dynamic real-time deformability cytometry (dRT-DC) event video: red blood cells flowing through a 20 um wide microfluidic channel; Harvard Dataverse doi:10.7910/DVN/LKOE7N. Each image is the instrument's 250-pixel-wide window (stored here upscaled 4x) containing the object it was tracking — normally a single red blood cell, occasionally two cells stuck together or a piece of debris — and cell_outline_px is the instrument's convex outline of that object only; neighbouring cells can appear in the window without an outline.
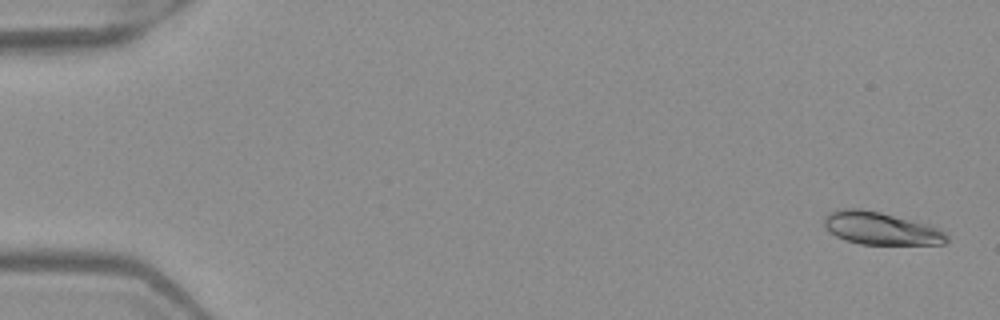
{"species": "Egyptian fruit bat (a non-hibernating species)", "species_latin": "Rousettus aegyptiacus", "temperature_condition": "warm", "stored_images_in_passage": 53, "camera_frame_rate_fps": 3000, "um_per_image_px": 0.085, "frame": {"image": 1, "passage_image": 2, "time_ms": 0.333, "image_size_px": [1000, 320], "cell_outline_px": [[948, 240], [944, 244], [860, 244], [844, 240], [836, 236], [824, 228], [824, 220], [828, 212], [836, 208], [860, 208], [880, 212], [932, 224], [944, 232], [948, 236]], "centroid_in_image_um": [74.86, 19.4], "position_along_channel_um": 10.1, "area_um2": 23.7}}
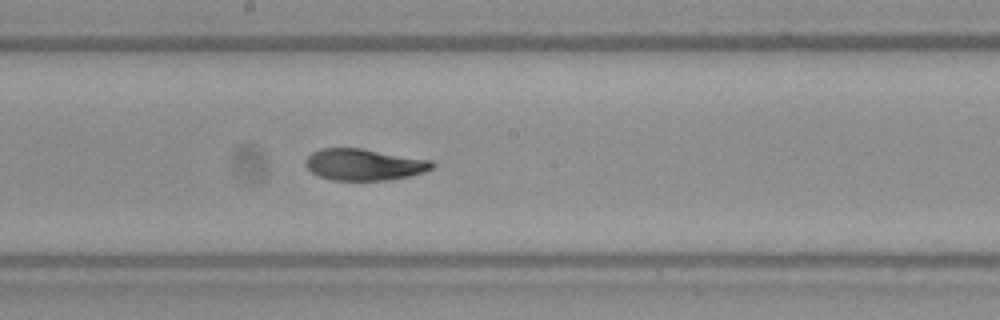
{"frame": {"image": 2, "passage_image": 29, "time_ms": 9.333, "image_size_px": [1000, 320], "cell_outline_px": [[436, 164], [432, 168], [424, 172], [408, 176], [388, 180], [332, 180], [320, 176], [312, 172], [304, 164], [304, 160], [312, 152], [320, 148], [360, 148], [432, 160]], "centroid_in_image_um": [30.94, 13.98], "position_along_channel_um": 217.3, "area_um2": 23.24}}
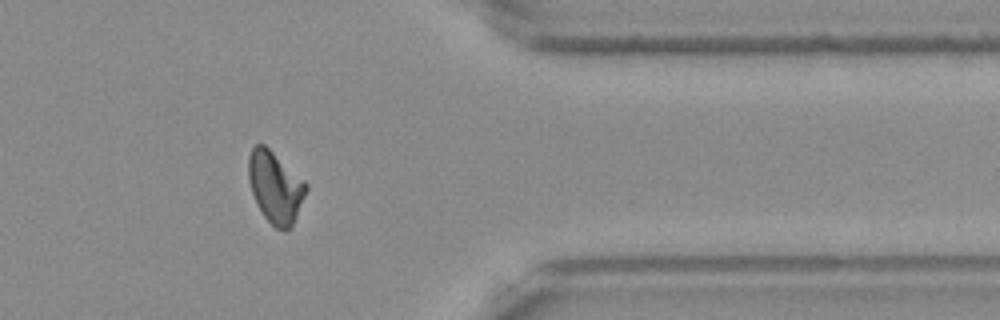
{"frame": {"image": 3, "passage_image": 43, "time_ms": 14.0, "image_size_px": [1000, 320], "cell_outline_px": [[308, 188], [296, 216], [292, 224], [288, 228], [276, 228], [264, 216], [256, 204], [248, 180], [248, 156], [252, 148], [256, 144], [264, 144], [304, 180], [308, 184]], "centroid_in_image_um": [23.38, 15.87], "position_along_channel_um": 388.0, "area_um2": 23.64}, "authors_computed_cell_mechanics": {"area_um2": 23.5824, "velocity_mm_per_s": 3.9728, "shape_relaxation_time_tau1_ms": 5.0596, "shape_relaxation_time_tau2_ms": 2.4487, "deformation_change_tau1": 0.1772, "deformation_change_tau2": 0.0591}}